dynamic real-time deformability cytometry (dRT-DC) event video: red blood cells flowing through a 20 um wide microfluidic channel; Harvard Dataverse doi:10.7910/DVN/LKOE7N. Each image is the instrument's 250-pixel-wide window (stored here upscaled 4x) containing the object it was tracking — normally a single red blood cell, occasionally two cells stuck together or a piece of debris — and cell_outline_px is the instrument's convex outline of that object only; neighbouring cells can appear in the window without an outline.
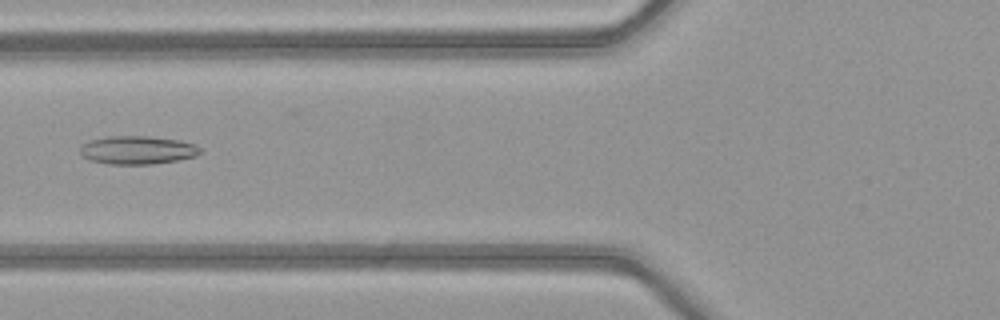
{"species": "common noctule bat (a hibernating species)", "species_latin": "Nyctalus noctula", "temperature_condition": "warm", "stored_images_in_passage": 34, "camera_frame_rate_fps": 3000, "um_per_image_px": 0.085, "animal": {"sex": "female", "body_mass_g": 21.9}, "frame": {"image": 1, "passage_image": 4, "time_ms": 1.0, "image_size_px": [1000, 320], "cell_outline_px": [[204, 152], [196, 156], [176, 160], [152, 164], [108, 164], [88, 160], [80, 156], [80, 144], [92, 140], [108, 136], [148, 136], [180, 140], [192, 144], [200, 148]], "centroid_in_image_um": [11.65, 12.76], "position_along_channel_um": 114.2, "area_um2": 19.94}}
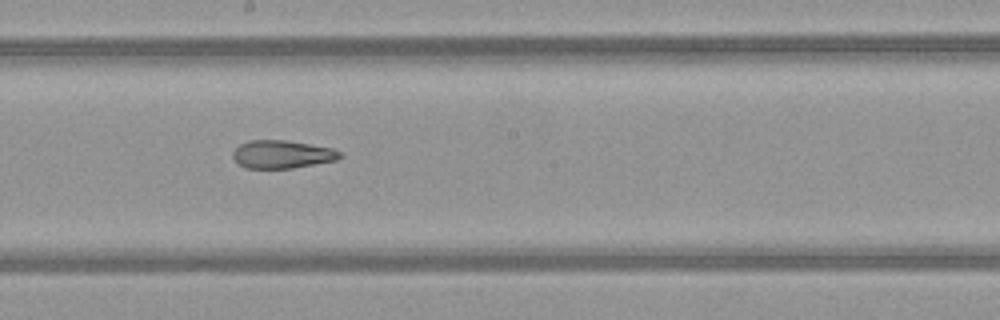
{"frame": {"image": 2, "passage_image": 12, "time_ms": 3.667, "image_size_px": [1000, 320], "cell_outline_px": [[344, 156], [336, 160], [292, 168], [244, 168], [232, 156], [232, 152], [240, 144], [248, 140], [288, 140], [332, 148], [340, 152]], "centroid_in_image_um": [23.98, 13.11], "position_along_channel_um": 224.2, "area_um2": 17.46}}
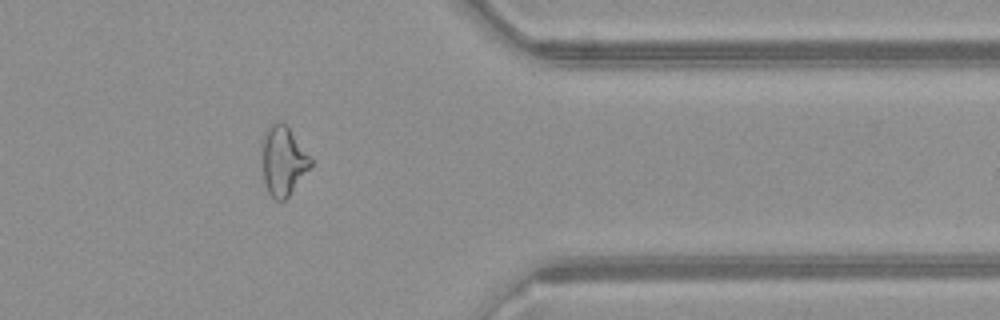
{"frame": {"image": 3, "passage_image": 25, "time_ms": 8.0, "image_size_px": [1000, 320], "cell_outline_px": [[312, 164], [288, 196], [284, 200], [276, 200], [268, 192], [264, 184], [260, 168], [260, 140], [264, 132], [272, 120], [280, 120], [288, 124], [312, 160]], "centroid_in_image_um": [23.98, 13.58], "position_along_channel_um": 387.4, "area_um2": 20.52}, "authors_computed_cell_mechanics": {"area_um2": 19.074, "velocity_mm_per_s": 4.1123, "shape_relaxation_time_tau1_ms": null, "shape_relaxation_time_tau2_ms": 3.9237, "deformation_change_tau1": null, "deformation_change_tau2": 0.1359}}